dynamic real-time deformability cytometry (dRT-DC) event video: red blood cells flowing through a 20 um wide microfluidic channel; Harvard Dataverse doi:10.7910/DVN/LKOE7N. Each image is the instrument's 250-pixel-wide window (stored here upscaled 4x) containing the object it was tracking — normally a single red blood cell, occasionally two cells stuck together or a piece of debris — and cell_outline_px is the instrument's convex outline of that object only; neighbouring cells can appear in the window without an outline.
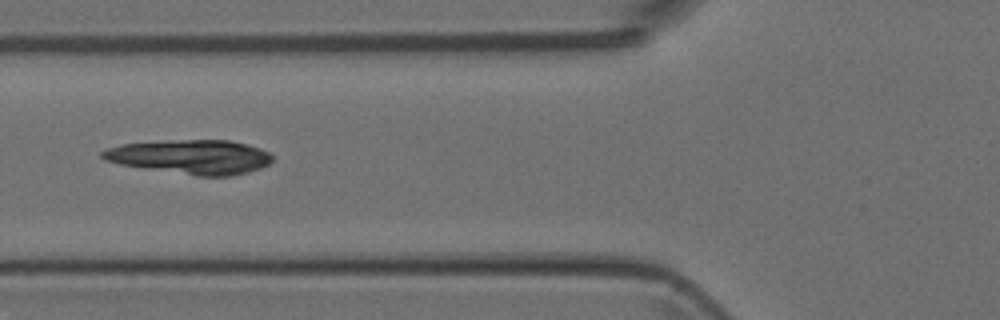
{"species": "Egyptian fruit bat (a non-hibernating species)", "species_latin": "Rousettus aegyptiacus", "temperature_condition": "room temperature", "stored_images_in_passage": 9, "camera_frame_rate_fps": 3000, "um_per_image_px": 0.085, "animal": {"sex": "female"}, "frame": {"image": 1, "passage_image": 8, "time_ms": 2.333, "image_size_px": [1000, 320], "cell_outline_px": [[272, 160], [268, 164], [260, 168], [248, 172], [228, 176], [196, 176], [120, 164], [104, 160], [100, 156], [100, 152], [108, 148], [120, 144], [180, 140], [228, 140], [260, 148], [268, 152], [272, 156]], "centroid_in_image_um": [16.2, 13.34], "position_along_channel_um": 109.6, "area_um2": 33.64}}
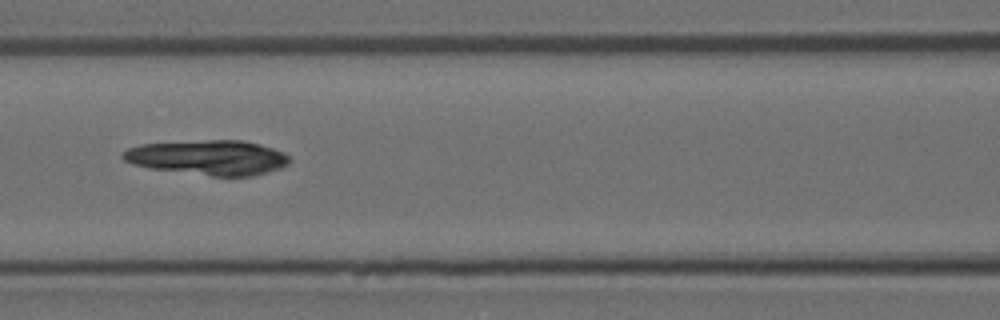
{"frame": {"image": 2, "passage_image": 9, "time_ms": 2.667, "image_size_px": [1000, 320], "cell_outline_px": [[288, 164], [280, 168], [252, 176], [212, 176], [152, 168], [132, 164], [124, 160], [120, 156], [128, 148], [140, 144], [208, 140], [240, 140], [260, 144], [284, 152], [288, 156]], "centroid_in_image_um": [17.69, 13.38], "position_along_channel_um": 148.9, "area_um2": 33.52}}